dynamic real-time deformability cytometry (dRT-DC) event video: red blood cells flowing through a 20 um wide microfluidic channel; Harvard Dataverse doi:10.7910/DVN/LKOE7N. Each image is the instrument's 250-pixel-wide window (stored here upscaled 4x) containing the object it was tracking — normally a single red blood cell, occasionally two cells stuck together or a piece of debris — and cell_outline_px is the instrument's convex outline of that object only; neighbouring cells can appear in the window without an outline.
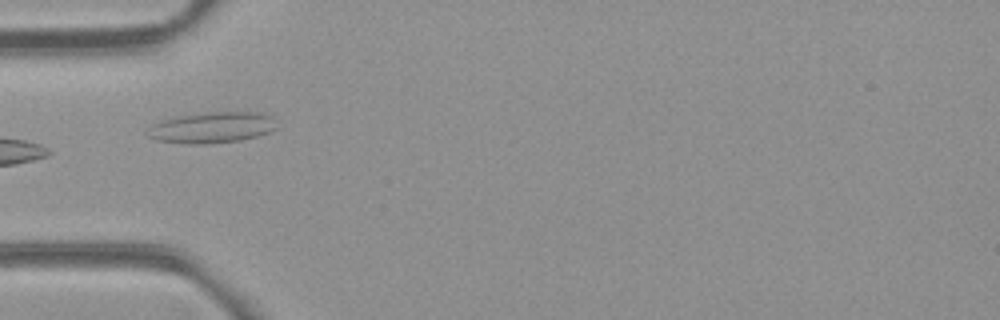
{"species": "common noctule bat (a hibernating species)", "species_latin": "Nyctalus noctula", "temperature_condition": "room temperature", "stored_images_in_passage": 7, "camera_frame_rate_fps": 3000, "um_per_image_px": 0.085, "animal": {"sex": "female", "body_mass_g": 21.9}, "frame": {"image": 1, "passage_image": 5, "time_ms": 5.333, "image_size_px": [1000, 320], "cell_outline_px": [[276, 128], [268, 132], [256, 136], [240, 140], [204, 144], [192, 144], [156, 140], [148, 136], [148, 128], [152, 124], [160, 120], [176, 116], [204, 112], [260, 112], [272, 116]], "centroid_in_image_um": [17.98, 10.83], "position_along_channel_um": 67.0, "area_um2": 23.29}}
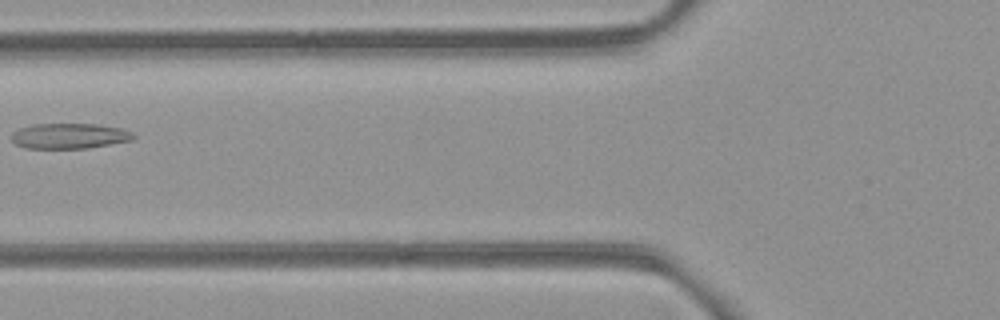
{"frame": {"image": 2, "passage_image": 6, "time_ms": 6.667, "image_size_px": [1000, 320], "cell_outline_px": [[136, 136], [132, 140], [88, 148], [28, 148], [16, 144], [12, 140], [12, 132], [20, 128], [32, 124], [100, 124], [120, 128], [132, 132]], "centroid_in_image_um": [5.91, 11.55], "position_along_channel_um": 119.9, "area_um2": 17.98}}
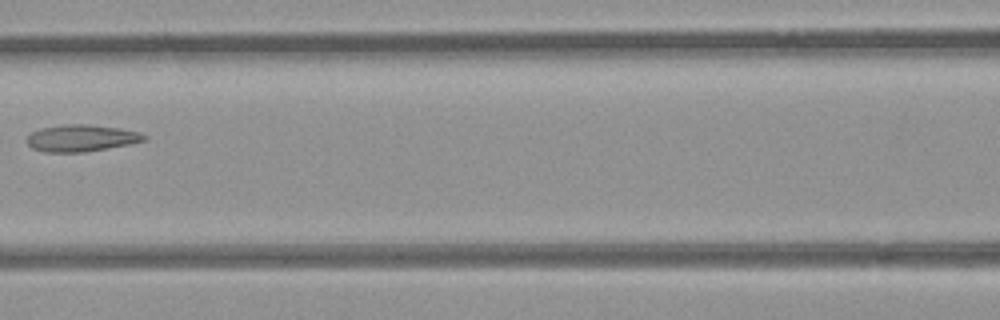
{"frame": {"image": 3, "passage_image": 7, "time_ms": 7.667, "image_size_px": [1000, 320], "cell_outline_px": [[148, 136], [144, 140], [128, 144], [84, 152], [44, 152], [32, 148], [24, 140], [32, 132], [40, 128], [64, 124], [88, 124], [120, 128], [140, 132]], "centroid_in_image_um": [6.87, 11.73], "position_along_channel_um": 159.7, "area_um2": 18.32}}